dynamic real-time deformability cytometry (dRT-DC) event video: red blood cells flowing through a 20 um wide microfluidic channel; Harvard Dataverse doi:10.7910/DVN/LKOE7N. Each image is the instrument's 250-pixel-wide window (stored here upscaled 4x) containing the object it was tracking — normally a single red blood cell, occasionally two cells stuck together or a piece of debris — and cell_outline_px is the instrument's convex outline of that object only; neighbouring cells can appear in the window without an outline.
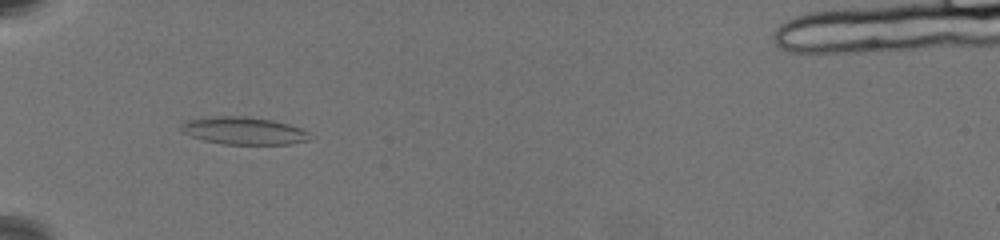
{"species": "common noctule bat (a hibernating species)", "species_latin": "Nyctalus noctula", "temperature_condition": "warm", "stored_images_in_passage": 24, "camera_frame_rate_fps": 3000, "um_per_image_px": 0.085, "animal": {"sex": "female", "body_mass_g": 19.5, "forearm_length_mm": 54.1}, "frame": {"image": 1, "passage_image": 1, "time_ms": 0.0, "image_size_px": [1000, 240], "cell_outline_px": [[312, 140], [288, 144], [224, 144], [204, 140], [180, 132], [180, 124], [184, 120], [212, 116], [244, 116], [272, 120], [288, 124], [300, 128], [308, 132]], "centroid_in_image_um": [20.68, 11.11], "position_along_channel_um": 64.3, "area_um2": 20.75}}
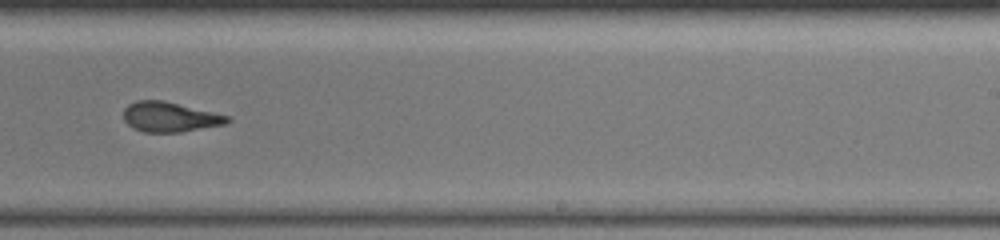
{"frame": {"image": 2, "passage_image": 12, "time_ms": 6.333, "image_size_px": [1000, 240], "cell_outline_px": [[232, 120], [224, 124], [180, 132], [144, 132], [128, 124], [124, 120], [124, 108], [128, 104], [136, 100], [164, 100], [228, 116]], "centroid_in_image_um": [14.41, 9.93], "position_along_channel_um": 274.6, "area_um2": 17.86}}
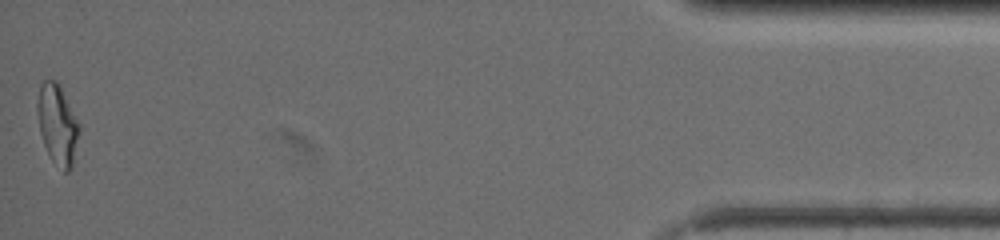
{"frame": {"image": 3, "passage_image": 24, "time_ms": 13.0, "image_size_px": [1000, 240], "cell_outline_px": [[80, 132], [72, 168], [68, 172], [64, 172], [52, 160], [44, 144], [40, 132], [36, 108], [36, 104], [40, 84], [44, 80], [56, 80], [80, 124]], "centroid_in_image_um": [4.89, 10.59], "position_along_channel_um": 430.3, "area_um2": 19.48}, "authors_computed_cell_mechanics": {"area_um2": 18.5538, "velocity_mm_per_s": 3.4789, "shape_relaxation_time_tau1_ms": null, "shape_relaxation_time_tau2_ms": 1.6539, "deformation_change_tau1": null, "deformation_change_tau2": 0.0988}}